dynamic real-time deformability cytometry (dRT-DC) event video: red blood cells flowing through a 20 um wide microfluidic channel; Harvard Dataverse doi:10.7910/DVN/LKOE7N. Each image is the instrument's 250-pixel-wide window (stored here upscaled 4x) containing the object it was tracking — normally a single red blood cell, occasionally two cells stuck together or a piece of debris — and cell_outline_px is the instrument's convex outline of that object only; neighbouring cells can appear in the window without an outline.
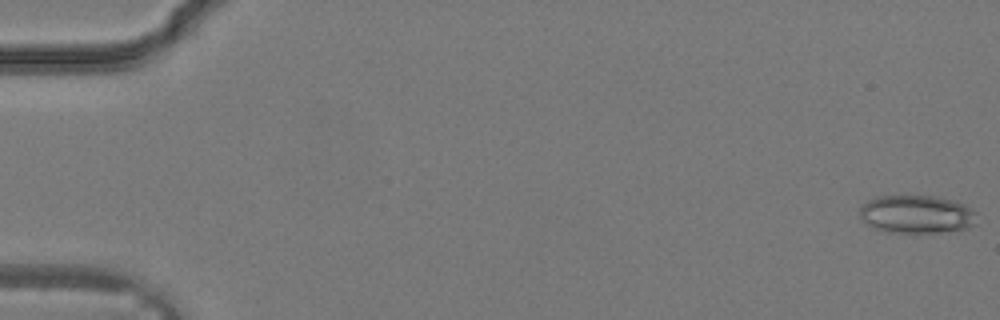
{"species": "common noctule bat (a hibernating species)", "species_latin": "Nyctalus noctula", "temperature_condition": "warm", "stored_images_in_passage": 33, "camera_frame_rate_fps": 3000, "um_per_image_px": 0.085, "animal": {"sex": "male", "body_mass_g": 19.2, "forearm_length_mm": 51.8}, "frame": {"image": 1, "passage_image": 1, "time_ms": 0.0, "image_size_px": [1000, 320], "cell_outline_px": [[976, 224], [968, 228], [940, 232], [888, 232], [876, 228], [868, 224], [860, 216], [860, 208], [868, 200], [876, 196], [936, 196], [964, 204], [972, 208], [976, 212]], "centroid_in_image_um": [77.95, 18.2], "position_along_channel_um": 7.1, "area_um2": 25.84}}
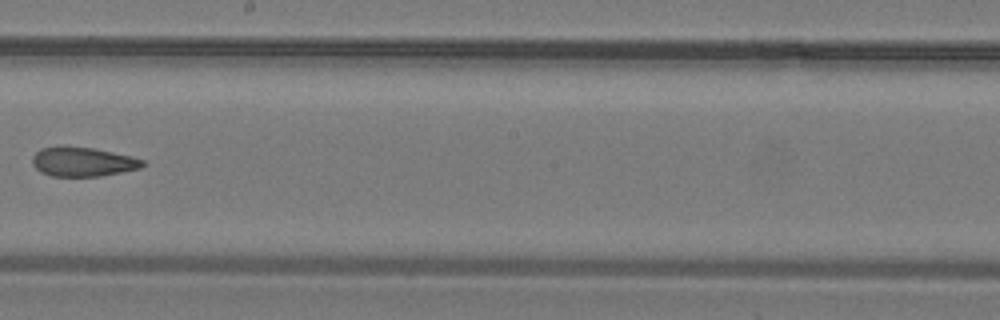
{"frame": {"image": 2, "passage_image": 20, "time_ms": 6.333, "image_size_px": [1000, 320], "cell_outline_px": [[148, 164], [140, 168], [100, 176], [52, 176], [40, 172], [32, 164], [32, 156], [40, 148], [64, 144], [92, 148], [132, 156], [144, 160]], "centroid_in_image_um": [7.01, 13.72], "position_along_channel_um": 241.2, "area_um2": 19.19}}
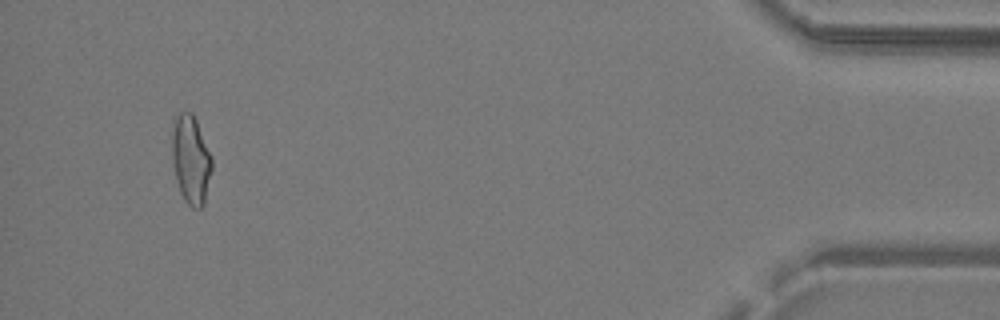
{"frame": {"image": 3, "passage_image": 32, "time_ms": 10.333, "image_size_px": [1000, 320], "cell_outline_px": [[212, 168], [204, 204], [200, 208], [192, 208], [184, 200], [180, 192], [176, 180], [172, 160], [172, 132], [176, 116], [180, 112], [192, 112], [196, 120], [212, 156]], "centroid_in_image_um": [16.22, 13.58], "position_along_channel_um": 419.0, "area_um2": 20.58}}